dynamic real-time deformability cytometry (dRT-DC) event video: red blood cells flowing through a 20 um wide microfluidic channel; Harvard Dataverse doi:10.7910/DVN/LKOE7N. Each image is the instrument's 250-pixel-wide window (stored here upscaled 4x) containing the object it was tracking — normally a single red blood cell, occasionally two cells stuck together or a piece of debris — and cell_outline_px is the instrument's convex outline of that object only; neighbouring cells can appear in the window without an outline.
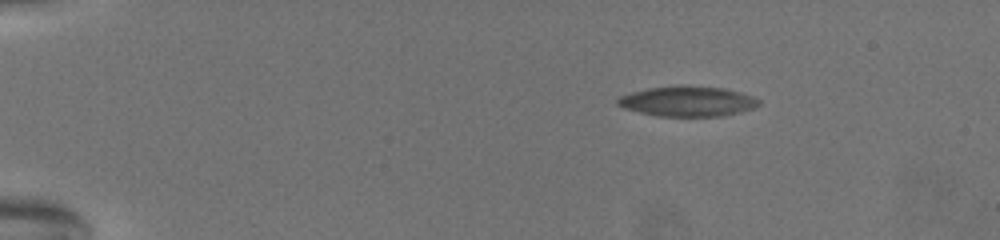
{"species": "common noctule bat (a hibernating species)", "species_latin": "Nyctalus noctula", "temperature_condition": "warm", "stored_images_in_passage": 62, "camera_frame_rate_fps": 3000, "um_per_image_px": 0.085, "animal": {"sex": "female", "body_mass_g": 19.5, "forearm_length_mm": 54.1}, "frame": {"image": 1, "passage_image": 1, "time_ms": 0.0, "image_size_px": [1000, 240], "cell_outline_px": [[760, 104], [752, 108], [716, 116], [660, 116], [628, 108], [616, 104], [616, 100], [620, 96], [652, 88], [720, 88], [736, 92], [760, 100]], "centroid_in_image_um": [58.43, 8.65], "position_along_channel_um": 26.6, "area_um2": 22.89}}
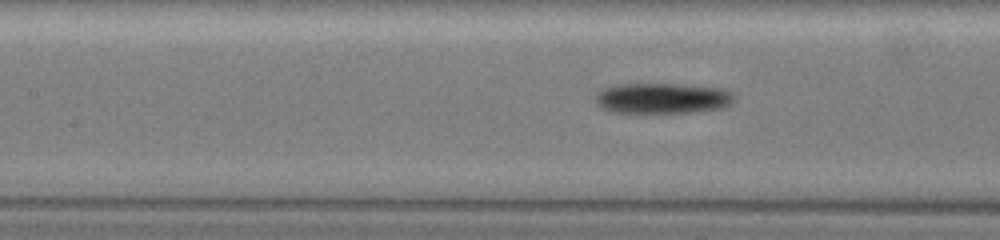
{"frame": {"image": 2, "passage_image": 25, "time_ms": 8.0, "image_size_px": [1000, 240], "cell_outline_px": [[732, 100], [728, 104], [720, 108], [688, 112], [640, 116], [616, 112], [604, 108], [596, 100], [596, 96], [604, 88], [616, 84], [672, 84], [716, 88], [728, 92], [732, 96]], "centroid_in_image_um": [56.19, 8.4], "position_along_channel_um": 151.2, "area_um2": 24.74}}
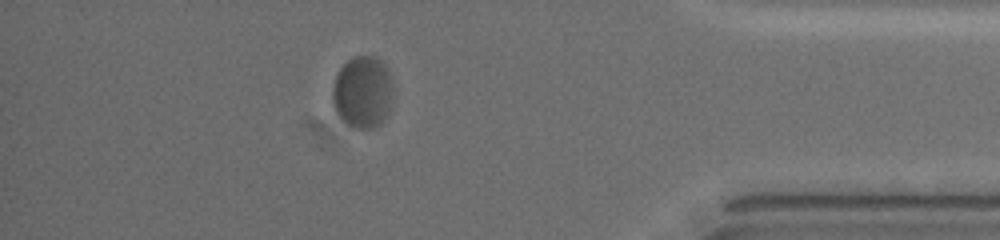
{"frame": {"image": 3, "passage_image": 54, "time_ms": 17.667, "image_size_px": [1000, 240], "cell_outline_px": [[388, 108], [380, 124], [376, 128], [352, 128], [344, 124], [340, 120], [336, 112], [332, 96], [332, 88], [336, 76], [340, 68], [352, 56], [376, 56], [388, 68]], "centroid_in_image_um": [30.73, 7.84], "position_along_channel_um": 404.5, "area_um2": 24.8}, "authors_computed_cell_mechanics": {"area_um2": 24.3627, "velocity_mm_per_s": 2.9298, "shape_relaxation_time_tau1_ms": 3.5606, "shape_relaxation_time_tau2_ms": null, "deformation_change_tau1": 0.1402, "deformation_change_tau2": null}}